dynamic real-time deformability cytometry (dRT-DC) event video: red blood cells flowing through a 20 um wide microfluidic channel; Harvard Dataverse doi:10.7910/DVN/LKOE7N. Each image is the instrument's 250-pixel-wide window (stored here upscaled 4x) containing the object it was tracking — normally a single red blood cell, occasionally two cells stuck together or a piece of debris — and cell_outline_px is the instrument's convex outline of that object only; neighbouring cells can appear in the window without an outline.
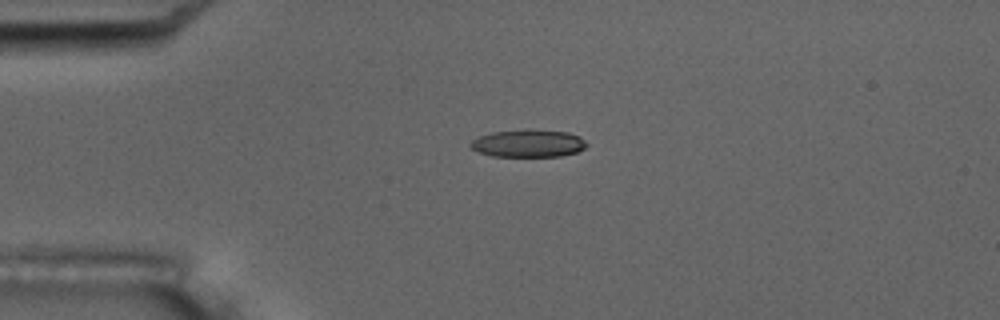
{"species": "common noctule bat (a hibernating species)", "species_latin": "Nyctalus noctula", "temperature_condition": "room temperature", "stored_images_in_passage": 4, "camera_frame_rate_fps": 3000, "um_per_image_px": 0.085, "animal": {"sex": "male", "body_mass_g": 17.5, "forearm_length_mm": 52.3}, "frame": {"image": 1, "passage_image": 4, "time_ms": 3.667, "image_size_px": [1000, 320], "cell_outline_px": [[588, 144], [584, 148], [576, 152], [560, 156], [492, 156], [480, 152], [472, 148], [468, 144], [472, 140], [480, 136], [492, 132], [524, 128], [528, 128], [568, 132], [580, 136]], "centroid_in_image_um": [44.91, 12.16], "position_along_channel_um": 40.1, "area_um2": 18.84}}